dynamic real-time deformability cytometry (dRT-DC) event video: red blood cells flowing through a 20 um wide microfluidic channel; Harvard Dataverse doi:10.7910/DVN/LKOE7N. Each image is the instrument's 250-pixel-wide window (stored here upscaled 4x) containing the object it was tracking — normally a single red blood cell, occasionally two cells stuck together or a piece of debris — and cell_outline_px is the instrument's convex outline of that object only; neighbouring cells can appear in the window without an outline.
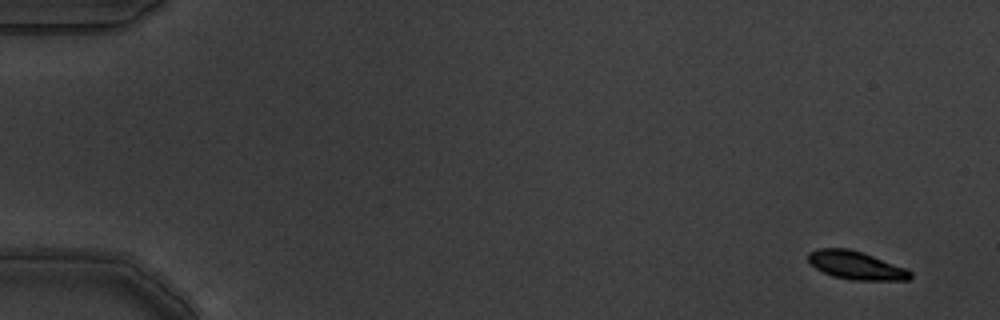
{"species": "common noctule bat (a hibernating species)", "species_latin": "Nyctalus noctula", "temperature_condition": "warm", "stored_images_in_passage": 6, "camera_frame_rate_fps": 3000, "um_per_image_px": 0.085, "animal": {"sex": "male", "body_mass_g": 19.5, "forearm_length_mm": 54.6}, "frame": {"image": 1, "passage_image": 1, "time_ms": 0.0, "image_size_px": [1000, 320], "cell_outline_px": [[912, 276], [908, 280], [852, 280], [832, 276], [816, 268], [808, 260], [808, 252], [816, 248], [848, 248], [872, 256], [904, 268], [912, 272]], "centroid_in_image_um": [72.72, 22.55], "position_along_channel_um": 12.3, "area_um2": 16.53}}
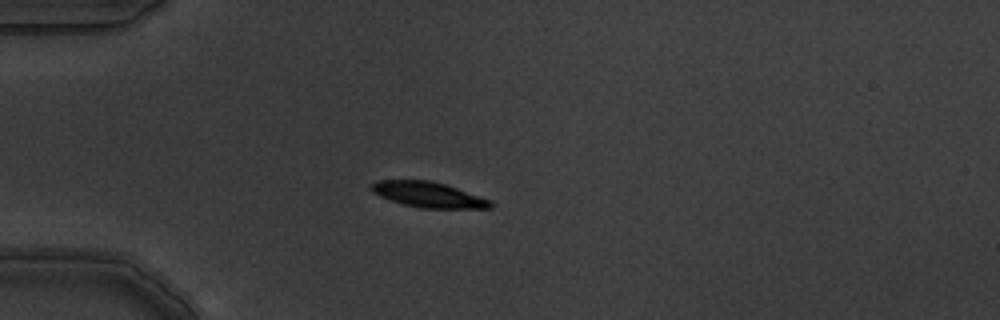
{"frame": {"image": 2, "passage_image": 5, "time_ms": 1.333, "image_size_px": [1000, 320], "cell_outline_px": [[492, 208], [420, 208], [400, 204], [380, 196], [372, 192], [372, 184], [380, 180], [432, 180], [492, 200]], "centroid_in_image_um": [36.41, 16.55], "position_along_channel_um": 48.6, "area_um2": 17.57}}